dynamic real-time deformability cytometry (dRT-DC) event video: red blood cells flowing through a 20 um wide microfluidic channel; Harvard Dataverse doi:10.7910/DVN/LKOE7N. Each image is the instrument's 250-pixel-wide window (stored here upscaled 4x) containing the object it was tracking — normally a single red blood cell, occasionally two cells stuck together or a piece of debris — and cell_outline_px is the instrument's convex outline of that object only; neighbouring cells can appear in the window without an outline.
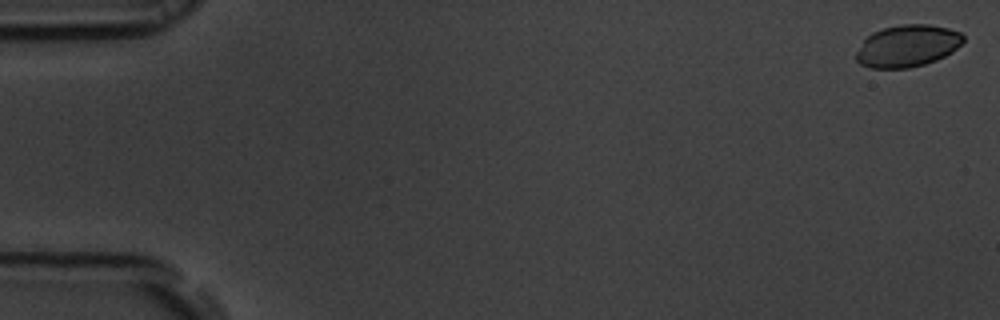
{"species": "common noctule bat (a hibernating species)", "species_latin": "Nyctalus noctula", "temperature_condition": "room temperature", "stored_images_in_passage": 55, "camera_frame_rate_fps": 3000, "um_per_image_px": 0.085, "animal": {"sex": "male", "body_mass_g": 19.5, "forearm_length_mm": 54.6}, "frame": {"image": 1, "passage_image": 1, "time_ms": 0.0, "image_size_px": [1000, 320], "cell_outline_px": [[964, 40], [952, 52], [936, 60], [924, 64], [908, 68], [868, 68], [860, 64], [856, 60], [856, 52], [864, 40], [872, 32], [884, 28], [900, 24], [928, 24], [948, 28], [960, 32], [964, 36]], "centroid_in_image_um": [77.12, 3.9], "position_along_channel_um": 7.9, "area_um2": 26.18}}
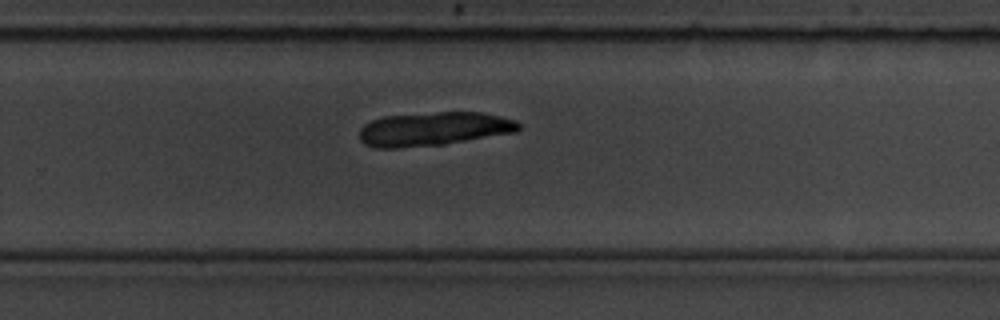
{"frame": {"image": 2, "passage_image": 36, "time_ms": 11.667, "image_size_px": [1000, 320], "cell_outline_px": [[520, 128], [516, 132], [444, 144], [400, 148], [376, 148], [364, 144], [360, 140], [360, 128], [364, 124], [372, 120], [384, 116], [440, 112], [480, 112], [500, 116], [516, 120], [520, 124]], "centroid_in_image_um": [36.85, 10.96], "position_along_channel_um": 293.0, "area_um2": 31.33}}
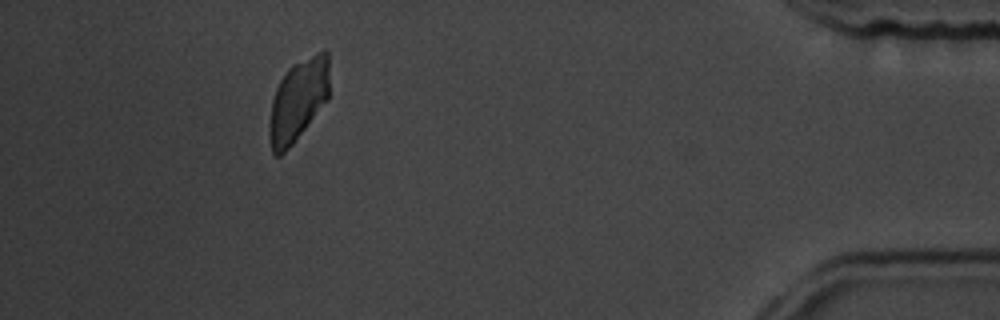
{"frame": {"image": 3, "passage_image": 50, "time_ms": 16.333, "image_size_px": [1000, 320], "cell_outline_px": [[328, 100], [292, 144], [280, 156], [276, 156], [272, 152], [272, 100], [276, 88], [280, 80], [288, 68], [292, 64], [324, 48], [328, 52]], "centroid_in_image_um": [25.4, 8.43], "position_along_channel_um": 409.8, "area_um2": 27.98}}